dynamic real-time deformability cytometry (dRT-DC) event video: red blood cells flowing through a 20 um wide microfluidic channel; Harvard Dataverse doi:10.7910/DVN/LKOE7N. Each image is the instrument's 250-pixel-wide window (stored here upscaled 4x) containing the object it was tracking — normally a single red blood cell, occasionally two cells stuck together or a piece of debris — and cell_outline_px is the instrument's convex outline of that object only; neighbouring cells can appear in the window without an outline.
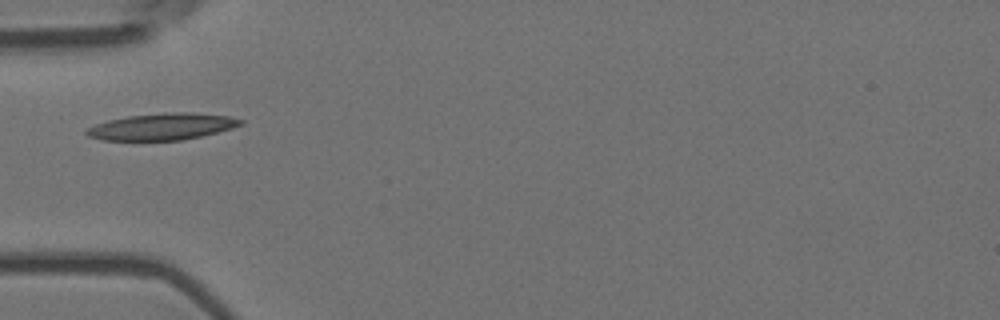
{"species": "Egyptian fruit bat (a non-hibernating species)", "species_latin": "Rousettus aegyptiacus", "temperature_condition": "room temperature", "stored_images_in_passage": 5, "camera_frame_rate_fps": 3000, "um_per_image_px": 0.085, "animal": {"sex": "female"}, "frame": {"image": 1, "passage_image": 5, "time_ms": 1.333, "image_size_px": [1000, 320], "cell_outline_px": [[244, 124], [232, 128], [200, 136], [180, 140], [104, 140], [88, 136], [84, 132], [88, 128], [96, 124], [108, 120], [128, 116], [164, 112], [184, 112], [228, 116], [244, 120]], "centroid_in_image_um": [13.78, 10.76], "position_along_channel_um": 71.2, "area_um2": 23.7}}